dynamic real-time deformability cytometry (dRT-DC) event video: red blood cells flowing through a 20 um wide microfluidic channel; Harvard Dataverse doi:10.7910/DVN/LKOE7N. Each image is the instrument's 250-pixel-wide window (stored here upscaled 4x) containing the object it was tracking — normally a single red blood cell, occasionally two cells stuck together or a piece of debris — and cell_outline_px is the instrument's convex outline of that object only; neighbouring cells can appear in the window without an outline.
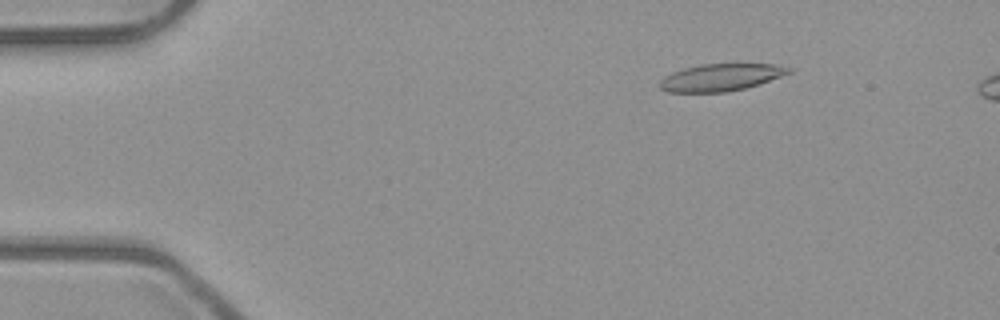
{"species": "common noctule bat (a hibernating species)", "species_latin": "Nyctalus noctula", "temperature_condition": "room temperature", "stored_images_in_passage": 6, "camera_frame_rate_fps": 3000, "um_per_image_px": 0.085, "animal": {"sex": "male", "body_mass_g": 23.1, "forearm_length_mm": 52.7}, "frame": {"image": 1, "passage_image": 3, "time_ms": 0.667, "image_size_px": [1000, 320], "cell_outline_px": [[792, 72], [760, 84], [728, 92], [668, 92], [660, 88], [660, 80], [664, 76], [672, 72], [684, 68], [700, 64], [772, 64], [792, 68]], "centroid_in_image_um": [61.26, 6.58], "position_along_channel_um": 23.7, "area_um2": 20.4}}